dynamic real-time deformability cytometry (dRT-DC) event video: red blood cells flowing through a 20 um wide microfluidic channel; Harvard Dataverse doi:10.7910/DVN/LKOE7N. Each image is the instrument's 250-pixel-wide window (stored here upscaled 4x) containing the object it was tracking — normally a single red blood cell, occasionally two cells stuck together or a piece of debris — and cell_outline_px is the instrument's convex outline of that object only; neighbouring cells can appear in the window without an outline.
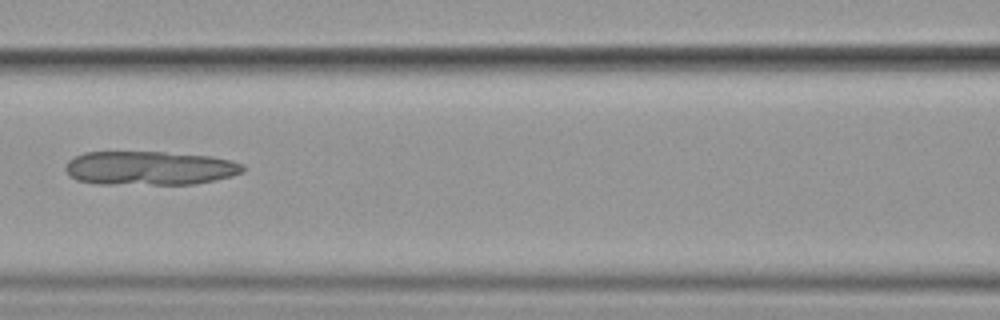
{"species": "common noctule bat (a hibernating species)", "species_latin": "Nyctalus noctula", "temperature_condition": "cold", "stored_images_in_passage": 6, "camera_frame_rate_fps": 3000, "um_per_image_px": 0.085, "animal": {"sex": "female", "body_mass_g": 19.9}, "frame": {"image": 1, "passage_image": 5, "time_ms": 5.0, "image_size_px": [1000, 320], "cell_outline_px": [[244, 172], [232, 176], [216, 180], [196, 184], [100, 184], [76, 180], [68, 176], [64, 168], [64, 164], [68, 160], [84, 152], [164, 152], [208, 156], [232, 160], [244, 164]], "centroid_in_image_um": [12.71, 14.29], "position_along_channel_um": 153.9, "area_um2": 35.43}}
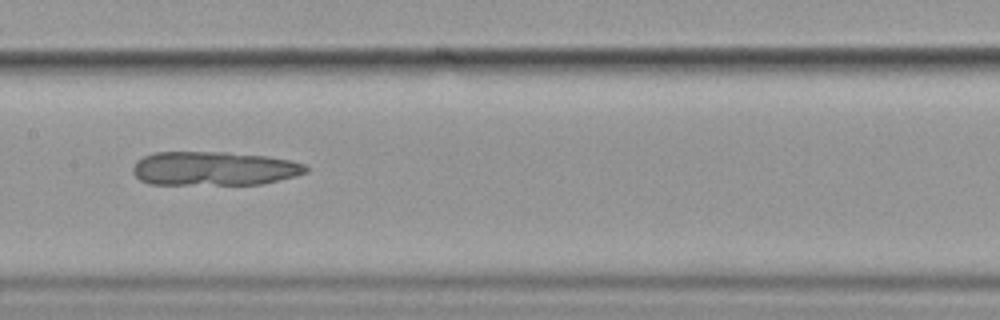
{"frame": {"image": 2, "passage_image": 6, "time_ms": 6.0, "image_size_px": [1000, 320], "cell_outline_px": [[308, 172], [296, 176], [260, 184], [148, 184], [140, 180], [132, 172], [132, 168], [136, 160], [144, 156], [156, 152], [228, 152], [268, 156], [288, 160], [304, 164], [308, 168]], "centroid_in_image_um": [18.17, 14.32], "position_along_channel_um": 189.2, "area_um2": 34.33}}